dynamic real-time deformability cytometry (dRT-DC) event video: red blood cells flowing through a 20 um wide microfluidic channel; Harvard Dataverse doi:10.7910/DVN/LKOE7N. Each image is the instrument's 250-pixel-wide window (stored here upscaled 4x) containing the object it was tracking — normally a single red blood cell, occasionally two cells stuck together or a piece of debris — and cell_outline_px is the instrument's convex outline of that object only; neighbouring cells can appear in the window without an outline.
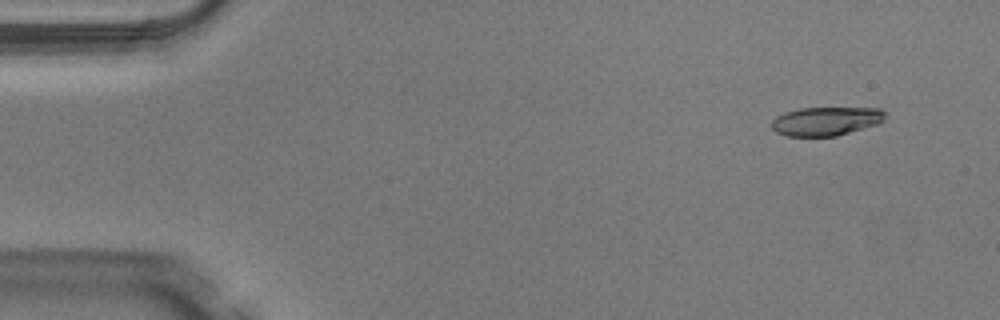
{"species": "Egyptian fruit bat (a non-hibernating species)", "species_latin": "Rousettus aegyptiacus", "temperature_condition": "warm", "stored_images_in_passage": 4, "camera_frame_rate_fps": 3000, "um_per_image_px": 0.085, "animal": {"sex": "male"}, "frame": {"image": 1, "passage_image": 1, "time_ms": 0.0, "image_size_px": [1000, 320], "cell_outline_px": [[884, 120], [880, 124], [836, 136], [788, 136], [776, 132], [772, 128], [772, 120], [776, 116], [784, 112], [800, 108], [880, 108], [884, 112]], "centroid_in_image_um": [70.21, 10.3], "position_along_channel_um": 14.8, "area_um2": 19.07}}
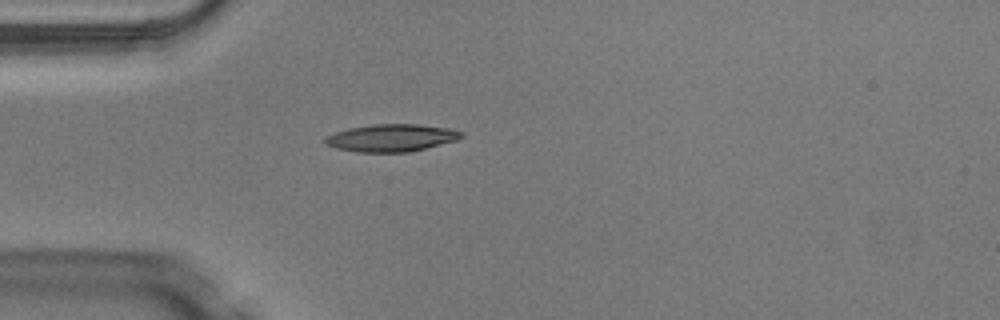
{"frame": {"image": 2, "passage_image": 4, "time_ms": 1.0, "image_size_px": [1000, 320], "cell_outline_px": [[464, 136], [456, 140], [408, 152], [356, 152], [336, 148], [324, 144], [324, 140], [328, 136], [336, 132], [348, 128], [372, 124], [420, 124], [452, 128], [464, 132]], "centroid_in_image_um": [33.29, 11.71], "position_along_channel_um": 51.7, "area_um2": 21.79}}